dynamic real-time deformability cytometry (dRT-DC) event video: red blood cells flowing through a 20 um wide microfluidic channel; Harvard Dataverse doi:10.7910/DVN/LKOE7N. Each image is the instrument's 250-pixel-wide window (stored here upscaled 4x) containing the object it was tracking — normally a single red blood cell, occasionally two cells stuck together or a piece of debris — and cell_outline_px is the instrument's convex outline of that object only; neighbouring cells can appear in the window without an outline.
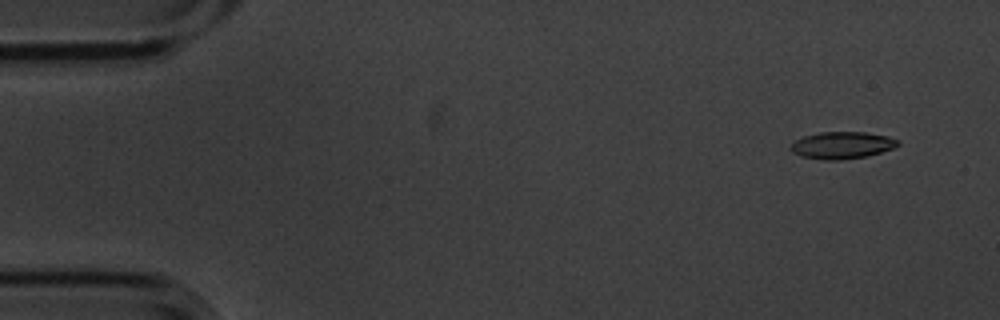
{"species": "common noctule bat (a hibernating species)", "species_latin": "Nyctalus noctula", "temperature_condition": "cold", "stored_images_in_passage": 7, "camera_frame_rate_fps": 3000, "um_per_image_px": 0.085, "animal": {"sex": "male", "body_mass_g": 20.1, "forearm_length_mm": 53.5}, "frame": {"image": 1, "passage_image": 1, "time_ms": 0.0, "image_size_px": [1000, 320], "cell_outline_px": [[900, 144], [892, 148], [880, 152], [864, 156], [840, 160], [824, 160], [800, 156], [792, 152], [788, 148], [796, 140], [804, 136], [820, 132], [864, 132], [888, 136], [900, 140]], "centroid_in_image_um": [71.55, 12.34], "position_along_channel_um": 13.4, "area_um2": 16.82}}
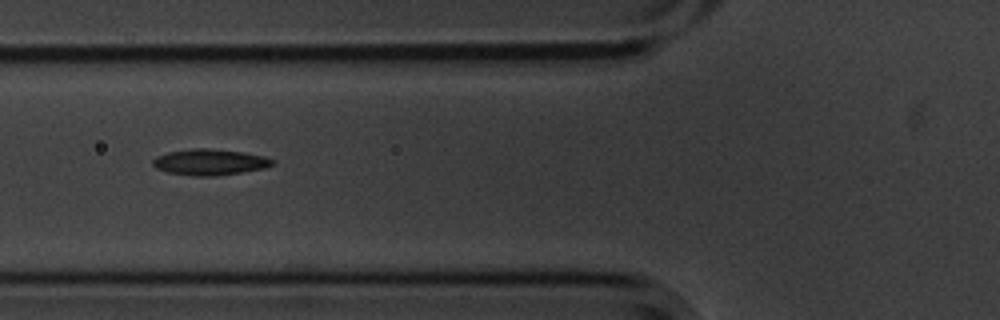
{"frame": {"image": 2, "passage_image": 5, "time_ms": 1.333, "image_size_px": [1000, 320], "cell_outline_px": [[276, 164], [264, 168], [216, 176], [196, 176], [168, 172], [156, 168], [152, 164], [152, 160], [156, 156], [168, 152], [192, 148], [208, 148], [244, 152], [264, 156], [272, 160]], "centroid_in_image_um": [17.82, 13.77], "position_along_channel_um": 108.0, "area_um2": 18.09}}
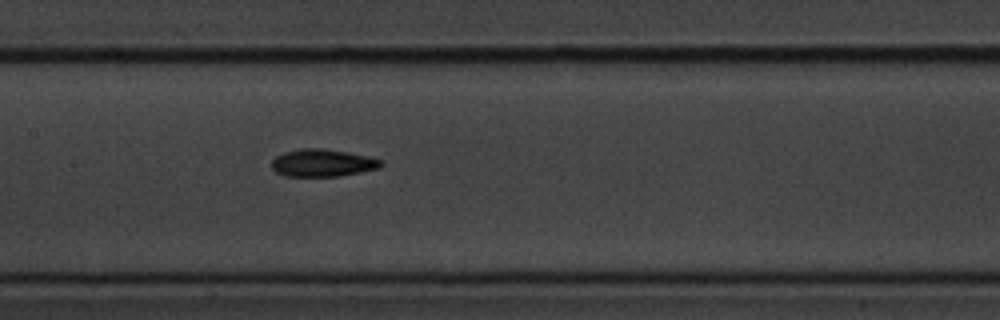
{"frame": {"image": 3, "passage_image": 7, "time_ms": 2.0, "image_size_px": [1000, 320], "cell_outline_px": [[384, 164], [380, 168], [340, 176], [284, 176], [276, 172], [272, 168], [272, 160], [276, 156], [284, 152], [300, 148], [324, 148], [348, 152], [368, 156], [384, 160]], "centroid_in_image_um": [27.44, 13.84], "position_along_channel_um": 180.0, "area_um2": 17.69}}